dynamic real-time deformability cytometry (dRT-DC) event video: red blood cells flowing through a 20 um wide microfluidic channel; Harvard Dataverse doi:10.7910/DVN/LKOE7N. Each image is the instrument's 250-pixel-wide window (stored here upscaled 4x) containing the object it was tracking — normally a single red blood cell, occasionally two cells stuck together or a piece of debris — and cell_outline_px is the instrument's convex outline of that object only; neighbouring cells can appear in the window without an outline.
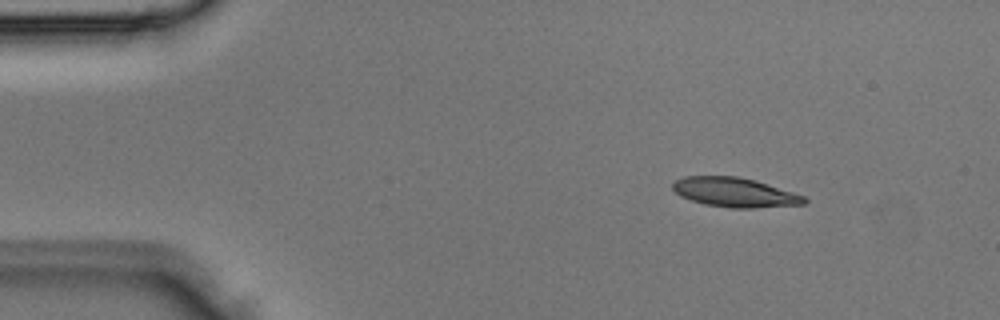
{"species": "Egyptian fruit bat (a non-hibernating species)", "species_latin": "Rousettus aegyptiacus", "temperature_condition": "room temperature", "stored_images_in_passage": 2, "camera_frame_rate_fps": 3000, "um_per_image_px": 0.085, "animal": {"sex": "male"}, "frame": {"image": 1, "passage_image": 1, "time_ms": 0.0, "image_size_px": [1000, 320], "cell_outline_px": [[808, 200], [804, 204], [752, 208], [732, 208], [704, 204], [680, 196], [672, 188], [672, 184], [676, 180], [684, 176], [736, 176], [756, 180], [804, 196]], "centroid_in_image_um": [62.44, 16.35], "position_along_channel_um": 22.6, "area_um2": 22.43}}